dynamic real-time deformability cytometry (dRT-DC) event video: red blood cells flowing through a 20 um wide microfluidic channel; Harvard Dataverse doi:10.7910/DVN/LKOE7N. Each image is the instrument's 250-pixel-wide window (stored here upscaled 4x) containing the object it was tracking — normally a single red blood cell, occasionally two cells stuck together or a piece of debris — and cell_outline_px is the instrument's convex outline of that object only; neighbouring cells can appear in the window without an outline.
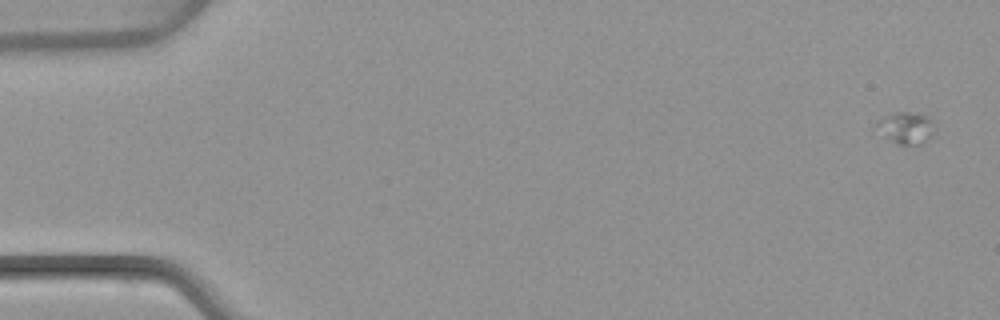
{"species": "common noctule bat (a hibernating species)", "species_latin": "Nyctalus noctula", "temperature_condition": "warm", "stored_images_in_passage": 4, "camera_frame_rate_fps": 3000, "um_per_image_px": 0.085, "animal": {"sex": "female", "body_mass_g": 22.7, "forearm_length_mm": 54.2}, "frame": {"image": 1, "passage_image": 1, "time_ms": 0.0, "image_size_px": [1000, 320], "cell_outline_px": [[936, 132], [920, 144], [896, 144], [872, 128], [876, 120], [884, 116], [896, 112], [908, 112], [928, 116], [932, 120]], "centroid_in_image_um": [76.95, 10.86], "position_along_channel_um": 8.0, "area_um2": 10.98}}